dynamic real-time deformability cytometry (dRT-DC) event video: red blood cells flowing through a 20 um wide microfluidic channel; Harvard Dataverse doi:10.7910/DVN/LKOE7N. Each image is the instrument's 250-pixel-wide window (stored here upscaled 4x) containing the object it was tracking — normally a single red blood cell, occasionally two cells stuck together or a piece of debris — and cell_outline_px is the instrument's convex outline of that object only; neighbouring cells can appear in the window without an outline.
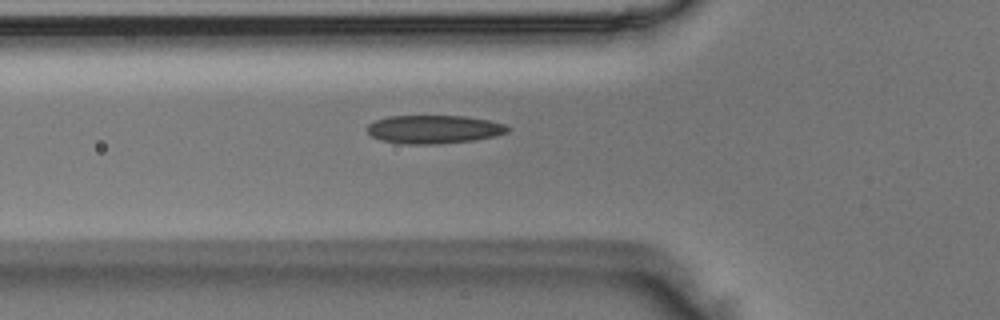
{"species": "Egyptian fruit bat (a non-hibernating species)", "species_latin": "Rousettus aegyptiacus", "temperature_condition": "room temperature", "stored_images_in_passage": 37, "camera_frame_rate_fps": 3000, "um_per_image_px": 0.085, "animal": {"sex": "male"}, "frame": {"image": 1, "passage_image": 8, "time_ms": 2.333, "image_size_px": [1000, 320], "cell_outline_px": [[512, 128], [508, 132], [496, 136], [476, 140], [436, 144], [400, 144], [380, 140], [372, 136], [368, 132], [368, 124], [376, 120], [388, 116], [464, 116], [488, 120], [504, 124]], "centroid_in_image_um": [36.9, 11.0], "position_along_channel_um": 88.9, "area_um2": 23.35}}
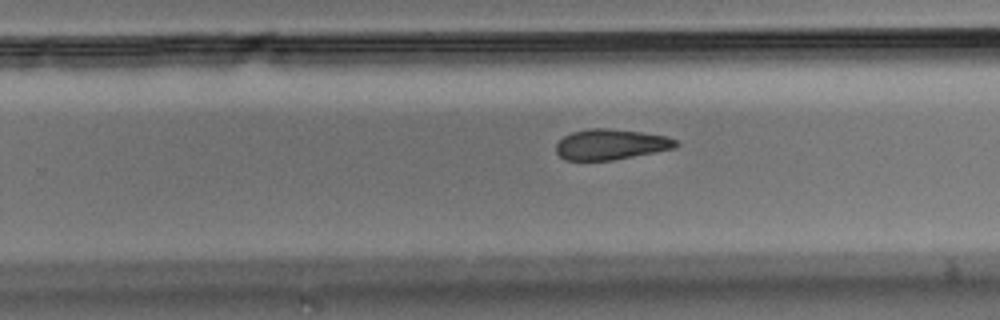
{"frame": {"image": 2, "passage_image": 22, "time_ms": 7.0, "image_size_px": [1000, 320], "cell_outline_px": [[680, 144], [676, 148], [612, 160], [564, 160], [556, 152], [556, 144], [564, 136], [572, 132], [588, 128], [608, 128], [640, 132], [668, 136], [676, 140]], "centroid_in_image_um": [51.93, 12.27], "position_along_channel_um": 277.9, "area_um2": 21.33}}
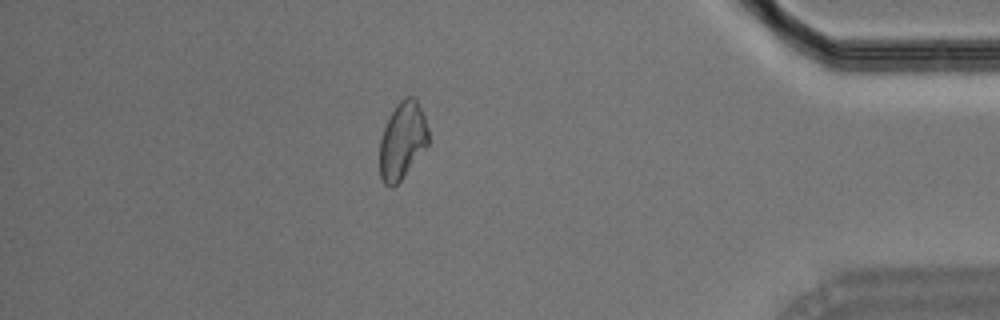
{"frame": {"image": 3, "passage_image": 34, "time_ms": 11.0, "image_size_px": [1000, 320], "cell_outline_px": [[428, 144], [400, 180], [392, 188], [384, 184], [380, 176], [380, 140], [384, 128], [396, 104], [404, 96], [416, 96], [424, 116], [428, 128]], "centroid_in_image_um": [34.2, 11.91], "position_along_channel_um": 401.0, "area_um2": 21.68}}